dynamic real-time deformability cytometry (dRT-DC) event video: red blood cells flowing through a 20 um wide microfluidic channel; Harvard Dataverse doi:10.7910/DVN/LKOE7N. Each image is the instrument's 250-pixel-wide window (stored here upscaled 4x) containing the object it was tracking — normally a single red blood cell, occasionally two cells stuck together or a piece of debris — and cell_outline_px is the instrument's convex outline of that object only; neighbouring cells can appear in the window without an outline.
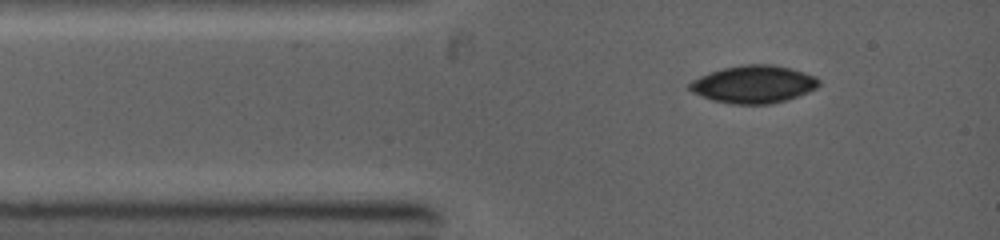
{"species": "common noctule bat (a hibernating species)", "species_latin": "Nyctalus noctula", "temperature_condition": "warm", "stored_images_in_passage": 5, "camera_frame_rate_fps": 5000, "um_per_image_px": 0.085, "animal": {"sex": "female", "body_mass_g": 19.0, "forearm_length_mm": 53.3}, "frame": {"image": 1, "passage_image": 1, "time_ms": 0.0, "image_size_px": [1000, 240], "cell_outline_px": [[820, 84], [816, 88], [808, 92], [788, 100], [772, 104], [732, 104], [712, 100], [692, 92], [688, 88], [688, 84], [692, 80], [700, 76], [724, 68], [744, 64], [772, 64], [804, 72], [816, 76], [820, 80]], "centroid_in_image_um": [64.08, 7.17], "position_along_channel_um": 20.9, "area_um2": 28.38}}